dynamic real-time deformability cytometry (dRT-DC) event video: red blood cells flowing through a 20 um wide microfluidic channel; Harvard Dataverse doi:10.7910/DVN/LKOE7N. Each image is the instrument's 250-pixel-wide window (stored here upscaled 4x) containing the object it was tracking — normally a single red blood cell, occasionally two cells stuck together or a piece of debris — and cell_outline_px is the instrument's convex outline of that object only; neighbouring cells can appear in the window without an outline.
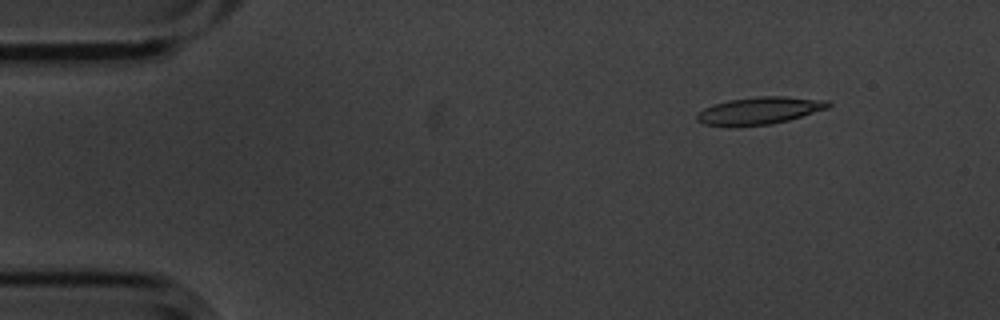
{"species": "common noctule bat (a hibernating species)", "species_latin": "Nyctalus noctula", "temperature_condition": "cold", "stored_images_in_passage": 6, "camera_frame_rate_fps": 3000, "um_per_image_px": 0.085, "animal": {"sex": "male", "body_mass_g": 20.1, "forearm_length_mm": 53.5}, "frame": {"image": 1, "passage_image": 1, "time_ms": 0.0, "image_size_px": [1000, 320], "cell_outline_px": [[832, 104], [828, 108], [788, 120], [772, 124], [732, 128], [704, 124], [696, 120], [696, 116], [704, 108], [712, 104], [728, 100], [756, 96], [784, 96], [828, 100]], "centroid_in_image_um": [64.52, 9.42], "position_along_channel_um": 20.5, "area_um2": 21.33}}
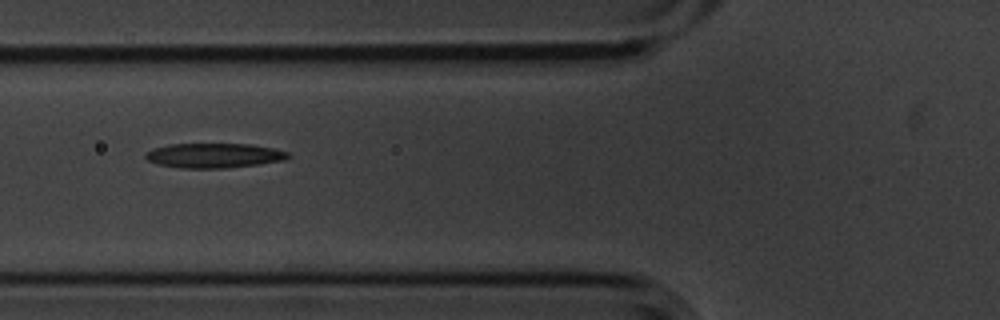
{"frame": {"image": 2, "passage_image": 5, "time_ms": 1.333, "image_size_px": [1000, 320], "cell_outline_px": [[292, 156], [284, 160], [260, 164], [224, 168], [180, 168], [160, 164], [148, 160], [144, 156], [144, 152], [152, 148], [168, 144], [252, 144], [272, 148], [288, 152]], "centroid_in_image_um": [18.18, 13.21], "position_along_channel_um": 107.6, "area_um2": 20.58}}
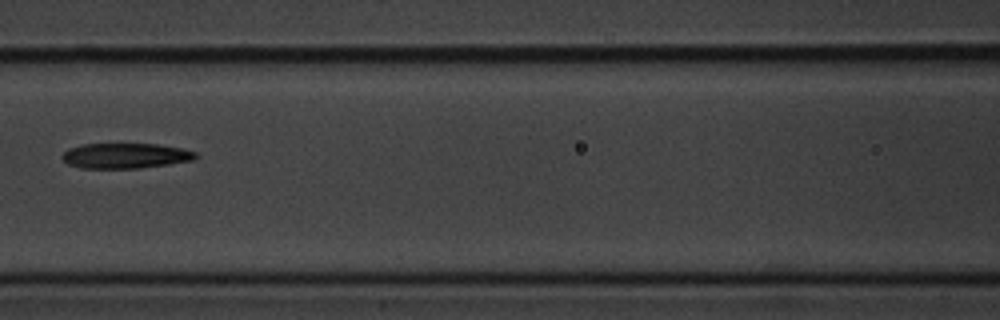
{"frame": {"image": 3, "passage_image": 6, "time_ms": 1.667, "image_size_px": [1000, 320], "cell_outline_px": [[200, 156], [196, 160], [140, 168], [80, 168], [68, 164], [60, 156], [68, 148], [84, 144], [160, 144], [184, 148], [196, 152]], "centroid_in_image_um": [10.71, 13.23], "position_along_channel_um": 155.9, "area_um2": 19.88}}